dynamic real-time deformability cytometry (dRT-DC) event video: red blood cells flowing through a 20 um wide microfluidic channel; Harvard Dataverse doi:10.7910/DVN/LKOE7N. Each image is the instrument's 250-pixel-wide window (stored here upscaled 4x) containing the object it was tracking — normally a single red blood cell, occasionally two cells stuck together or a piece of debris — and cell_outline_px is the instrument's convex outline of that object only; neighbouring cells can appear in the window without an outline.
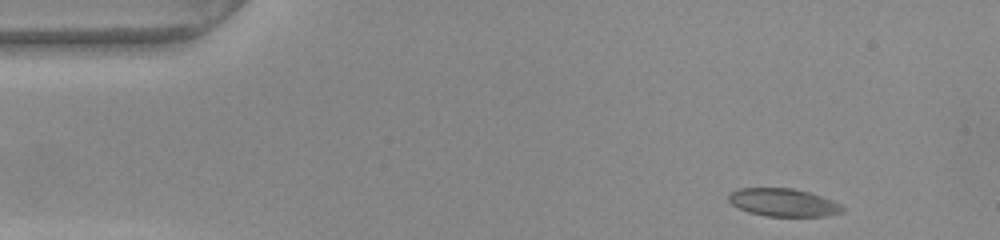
{"species": "common noctule bat (a hibernating species)", "species_latin": "Nyctalus noctula", "temperature_condition": "warm", "stored_images_in_passage": 48, "camera_frame_rate_fps": 3000, "um_per_image_px": 0.085, "animal": {"sex": "female", "body_mass_g": 22.0, "forearm_length_mm": 56.7}, "frame": {"image": 1, "passage_image": 1, "time_ms": 0.0, "image_size_px": [1000, 240], "cell_outline_px": [[844, 212], [828, 216], [768, 216], [748, 212], [732, 204], [728, 200], [728, 196], [736, 188], [792, 188], [808, 192], [832, 200], [840, 204], [844, 208]], "centroid_in_image_um": [66.59, 17.21], "position_along_channel_um": 18.4, "area_um2": 18.44}}
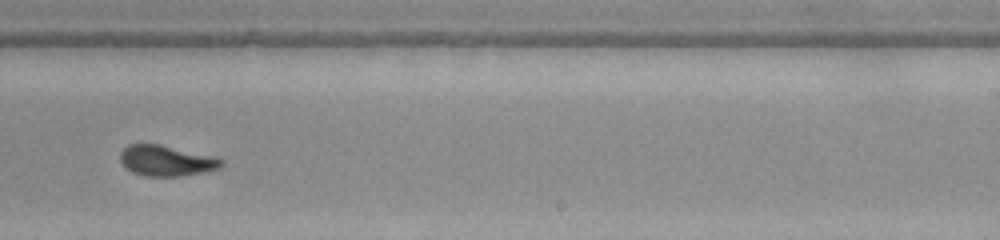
{"frame": {"image": 2, "passage_image": 28, "time_ms": 9.0, "image_size_px": [1000, 240], "cell_outline_px": [[224, 164], [220, 168], [204, 172], [180, 176], [144, 176], [132, 172], [120, 160], [120, 152], [128, 144], [160, 144], [216, 156], [224, 160]], "centroid_in_image_um": [14.19, 13.65], "position_along_channel_um": 274.8, "area_um2": 18.21}}
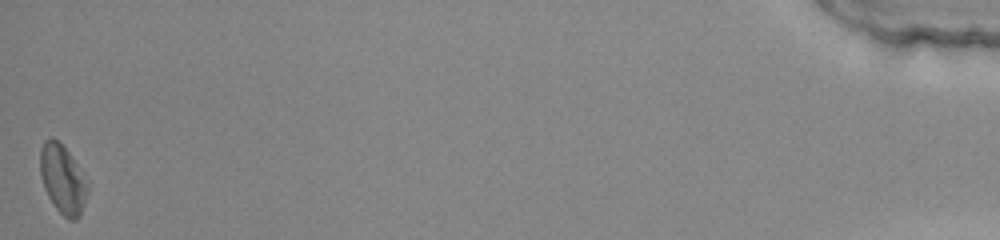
{"frame": {"image": 3, "passage_image": 48, "time_ms": 15.667, "image_size_px": [1000, 240], "cell_outline_px": [[88, 192], [80, 216], [76, 220], [68, 220], [56, 208], [48, 196], [44, 188], [40, 176], [40, 148], [44, 140], [52, 136], [68, 152], [88, 180]], "centroid_in_image_um": [5.33, 15.25], "position_along_channel_um": 429.9, "area_um2": 19.07}, "authors_computed_cell_mechanics": {"area_um2": 18.3515, "velocity_mm_per_s": 3.8344, "shape_relaxation_time_tau1_ms": 3.3537, "shape_relaxation_time_tau2_ms": 1.1694, "deformation_change_tau1": 0.1347, "deformation_change_tau2": 0.0568}}